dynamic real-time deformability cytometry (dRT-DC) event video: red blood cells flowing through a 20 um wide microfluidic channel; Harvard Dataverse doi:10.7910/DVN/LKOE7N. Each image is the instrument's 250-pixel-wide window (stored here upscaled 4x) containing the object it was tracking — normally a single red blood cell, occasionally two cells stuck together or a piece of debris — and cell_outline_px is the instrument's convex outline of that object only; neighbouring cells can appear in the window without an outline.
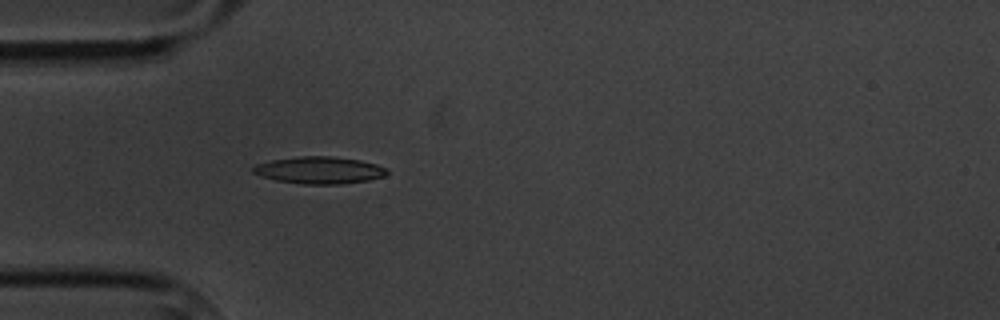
{"species": "common noctule bat (a hibernating species)", "species_latin": "Nyctalus noctula", "temperature_condition": "cold", "stored_images_in_passage": 4, "camera_frame_rate_fps": 3000, "um_per_image_px": 0.085, "animal": {"sex": "male", "body_mass_g": 20.1, "forearm_length_mm": 53.5}, "frame": {"image": 1, "passage_image": 4, "time_ms": 4.333, "image_size_px": [1000, 320], "cell_outline_px": [[388, 172], [384, 176], [368, 180], [340, 184], [304, 184], [276, 180], [260, 176], [252, 172], [252, 168], [256, 164], [272, 160], [300, 156], [332, 156], [360, 160], [376, 164], [384, 168]], "centroid_in_image_um": [27.12, 14.46], "position_along_channel_um": 57.9, "area_um2": 20.98}}